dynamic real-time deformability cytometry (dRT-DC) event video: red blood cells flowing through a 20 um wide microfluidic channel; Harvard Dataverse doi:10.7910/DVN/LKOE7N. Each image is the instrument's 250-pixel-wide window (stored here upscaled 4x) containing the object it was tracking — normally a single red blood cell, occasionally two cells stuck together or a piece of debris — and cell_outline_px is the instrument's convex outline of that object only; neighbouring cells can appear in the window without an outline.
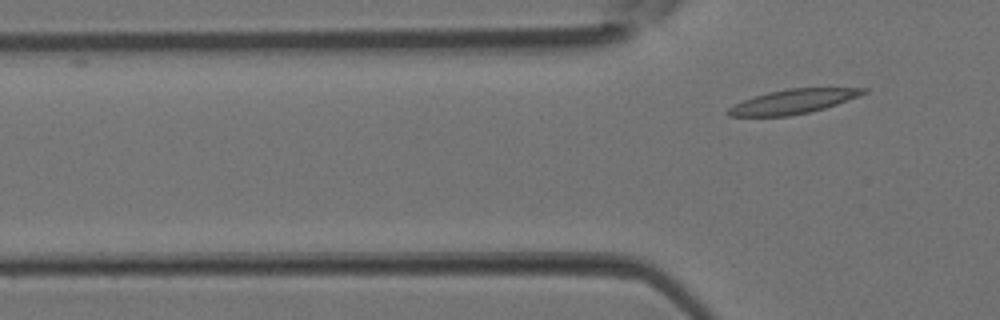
{"species": "Egyptian fruit bat (a non-hibernating species)", "species_latin": "Rousettus aegyptiacus", "temperature_condition": "room temperature", "stored_images_in_passage": 5, "segment_of_instrument_passage": [2, 2], "camera_frame_rate_fps": 3000, "um_per_image_px": 0.085, "animal": {"sex": "female"}, "frame": {"image": 1, "passage_image": 5, "time_ms": 1.333, "image_size_px": [1000, 320], "cell_outline_px": [[868, 92], [836, 104], [824, 108], [808, 112], [788, 116], [728, 116], [724, 112], [728, 108], [744, 100], [768, 92], [788, 88], [868, 88]], "centroid_in_image_um": [67.39, 8.63], "position_along_channel_um": 58.4, "area_um2": 18.9}}